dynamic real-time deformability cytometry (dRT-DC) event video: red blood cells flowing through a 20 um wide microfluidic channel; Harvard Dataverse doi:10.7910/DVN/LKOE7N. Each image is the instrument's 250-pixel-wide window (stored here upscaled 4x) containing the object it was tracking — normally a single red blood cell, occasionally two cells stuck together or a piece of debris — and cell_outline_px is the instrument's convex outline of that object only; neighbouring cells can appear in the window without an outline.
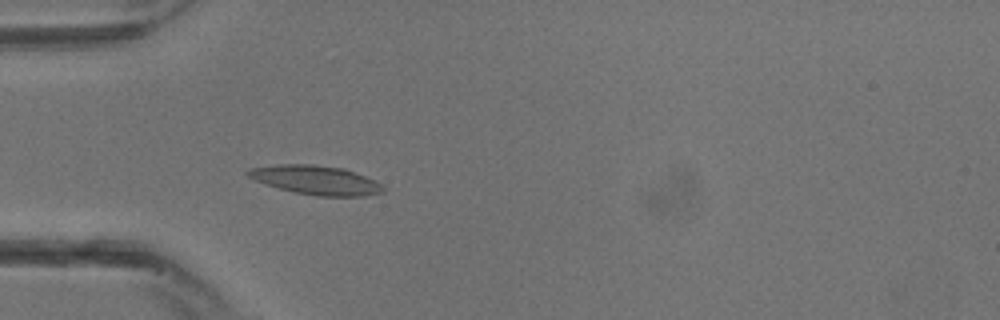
{"species": "common noctule bat (a hibernating species)", "species_latin": "Nyctalus noctula", "temperature_condition": "warm", "stored_images_in_passage": 12, "camera_frame_rate_fps": 3000, "um_per_image_px": 0.085, "animal": {"sex": "male", "body_mass_g": 13.3}, "frame": {"image": 1, "passage_image": 10, "time_ms": 3.0, "image_size_px": [1000, 320], "cell_outline_px": [[384, 192], [364, 196], [316, 196], [292, 192], [264, 184], [248, 176], [244, 172], [252, 168], [280, 164], [312, 164], [344, 168], [364, 176], [380, 184], [384, 188]], "centroid_in_image_um": [26.82, 15.31], "position_along_channel_um": 58.2, "area_um2": 22.77}}
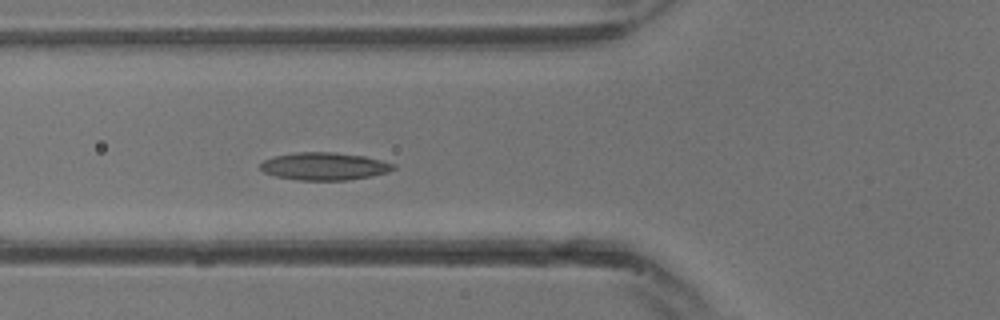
{"frame": {"image": 2, "passage_image": 12, "time_ms": 3.667, "image_size_px": [1000, 320], "cell_outline_px": [[396, 168], [388, 172], [372, 176], [348, 180], [296, 180], [276, 176], [264, 172], [260, 168], [260, 164], [264, 160], [272, 156], [300, 152], [336, 152], [364, 156], [396, 164]], "centroid_in_image_um": [27.58, 14.13], "position_along_channel_um": 98.2, "area_um2": 21.5}}